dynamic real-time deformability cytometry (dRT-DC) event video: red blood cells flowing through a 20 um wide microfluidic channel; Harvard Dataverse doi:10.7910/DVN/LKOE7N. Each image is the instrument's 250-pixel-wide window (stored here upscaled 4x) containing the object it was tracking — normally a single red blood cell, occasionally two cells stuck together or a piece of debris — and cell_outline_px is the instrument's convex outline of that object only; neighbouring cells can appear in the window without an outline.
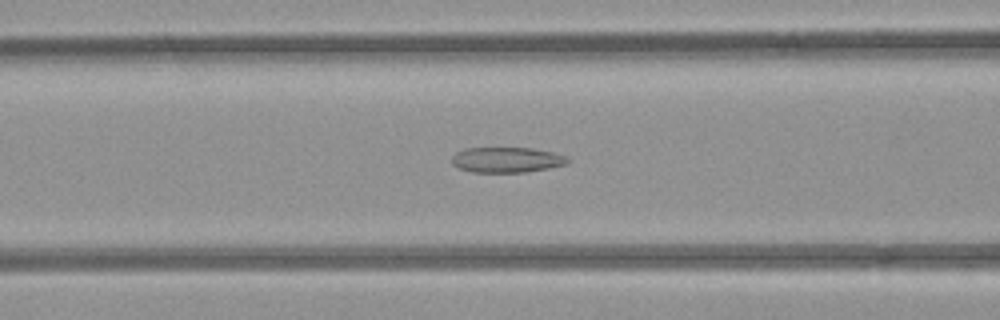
{"species": "common noctule bat (a hibernating species)", "species_latin": "Nyctalus noctula", "temperature_condition": "room temperature", "stored_images_in_passage": 46, "camera_frame_rate_fps": 3000, "um_per_image_px": 0.085, "animal": {"sex": "female", "body_mass_g": 21.9}, "frame": {"image": 1, "passage_image": 13, "time_ms": 4.0, "image_size_px": [1000, 320], "cell_outline_px": [[572, 160], [568, 164], [528, 172], [472, 172], [460, 168], [452, 164], [452, 156], [456, 152], [468, 148], [532, 148], [552, 152], [568, 156]], "centroid_in_image_um": [43.13, 13.58], "position_along_channel_um": 123.5, "area_um2": 17.22}}
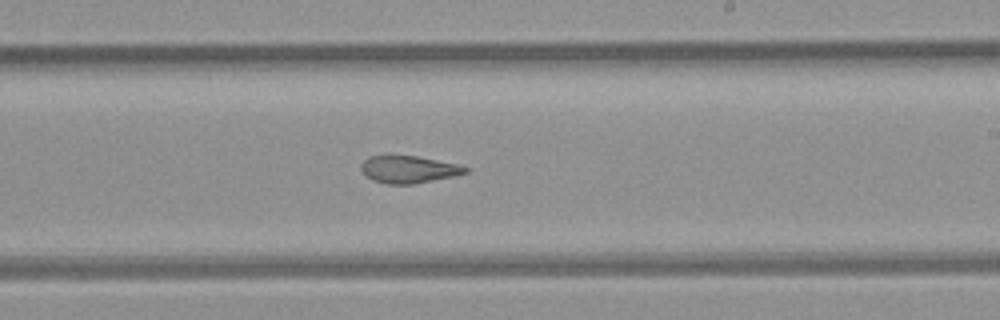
{"frame": {"image": 2, "passage_image": 23, "time_ms": 7.333, "image_size_px": [1000, 320], "cell_outline_px": [[468, 172], [452, 176], [412, 184], [388, 184], [372, 180], [360, 168], [360, 164], [364, 160], [372, 156], [416, 156], [456, 164], [468, 168]], "centroid_in_image_um": [34.71, 14.4], "position_along_channel_um": 254.3, "area_um2": 16.13}}
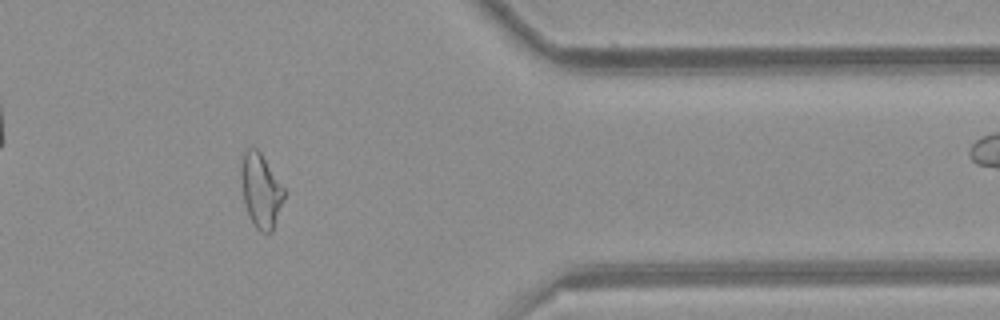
{"frame": {"image": 3, "passage_image": 35, "time_ms": 11.333, "image_size_px": [1000, 320], "cell_outline_px": [[284, 200], [272, 232], [260, 232], [252, 224], [248, 216], [244, 204], [240, 176], [240, 172], [244, 148], [256, 148], [260, 152], [284, 188]], "centroid_in_image_um": [22.14, 16.21], "position_along_channel_um": 389.3, "area_um2": 18.67}}